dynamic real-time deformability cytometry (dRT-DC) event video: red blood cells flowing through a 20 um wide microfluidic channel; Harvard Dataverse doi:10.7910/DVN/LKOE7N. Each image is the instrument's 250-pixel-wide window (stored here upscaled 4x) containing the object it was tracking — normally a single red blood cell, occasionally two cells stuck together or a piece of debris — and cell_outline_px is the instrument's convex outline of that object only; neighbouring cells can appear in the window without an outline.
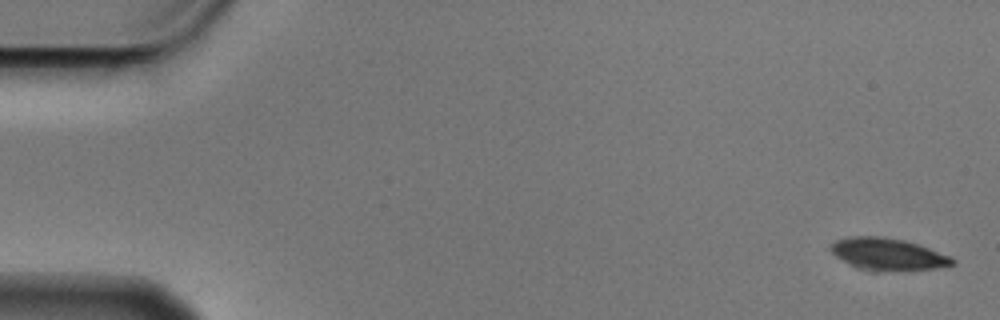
{"species": "Egyptian fruit bat (a non-hibernating species)", "species_latin": "Rousettus aegyptiacus", "temperature_condition": "cold", "stored_images_in_passage": 5, "camera_frame_rate_fps": 3000, "um_per_image_px": 0.085, "animal": {"sex": "male"}, "frame": {"image": 1, "passage_image": 1, "time_ms": 0.0, "image_size_px": [1000, 320], "cell_outline_px": [[956, 264], [936, 268], [864, 268], [848, 264], [836, 256], [828, 248], [836, 240], [848, 236], [884, 236], [904, 240], [952, 256], [956, 260]], "centroid_in_image_um": [75.46, 21.54], "position_along_channel_um": 9.5, "area_um2": 21.73}}
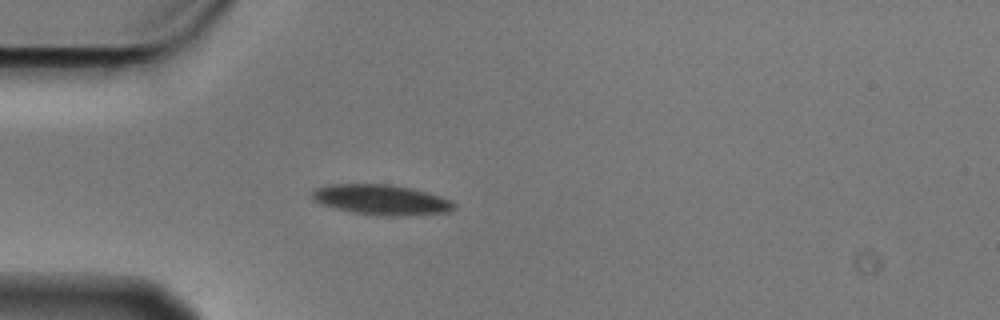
{"frame": {"image": 2, "passage_image": 5, "time_ms": 1.333, "image_size_px": [1000, 320], "cell_outline_px": [[456, 208], [448, 212], [404, 216], [380, 216], [352, 212], [320, 204], [312, 200], [312, 192], [316, 188], [328, 184], [388, 184], [408, 188], [440, 196], [456, 204]], "centroid_in_image_um": [32.38, 16.99], "position_along_channel_um": 52.6, "area_um2": 24.91}}